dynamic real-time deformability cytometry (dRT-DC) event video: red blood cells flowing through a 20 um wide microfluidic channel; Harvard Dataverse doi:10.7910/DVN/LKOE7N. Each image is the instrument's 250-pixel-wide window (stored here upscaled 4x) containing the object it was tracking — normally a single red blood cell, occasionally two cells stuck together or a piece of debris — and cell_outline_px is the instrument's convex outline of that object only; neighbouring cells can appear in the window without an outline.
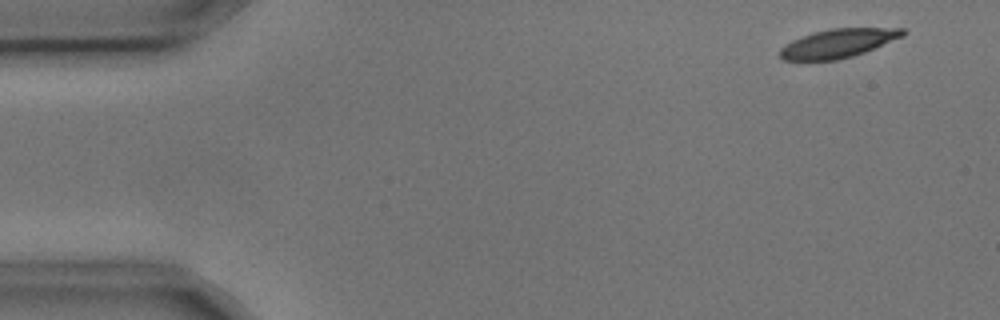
{"species": "common noctule bat (a hibernating species)", "species_latin": "Nyctalus noctula", "temperature_condition": "cold", "stored_images_in_passage": 9, "camera_frame_rate_fps": 3000, "um_per_image_px": 0.085, "animal": {"sex": "male", "body_mass_g": 17.9, "forearm_length_mm": 54.2}, "frame": {"image": 1, "passage_image": 1, "time_ms": 0.0, "image_size_px": [1000, 320], "cell_outline_px": [[908, 32], [904, 36], [864, 52], [852, 56], [836, 60], [808, 64], [784, 60], [780, 56], [780, 48], [784, 44], [792, 40], [812, 32], [832, 28], [904, 28]], "centroid_in_image_um": [71.16, 3.72], "position_along_channel_um": 13.8, "area_um2": 21.33}}
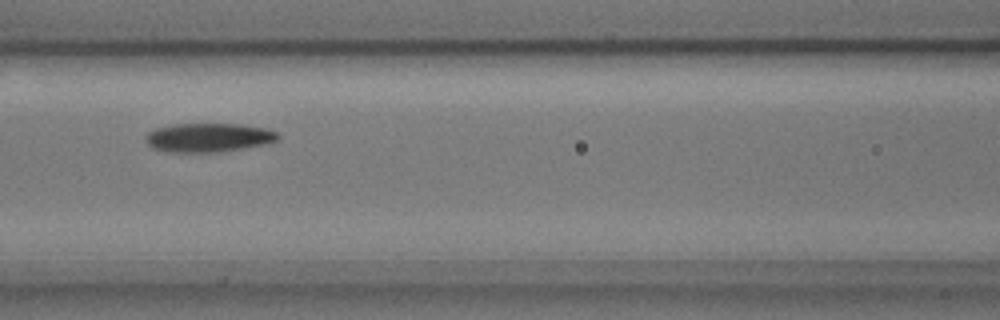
{"frame": {"image": 2, "passage_image": 6, "time_ms": 1.667, "image_size_px": [1000, 320], "cell_outline_px": [[280, 136], [276, 140], [268, 144], [244, 148], [216, 152], [168, 152], [152, 148], [144, 140], [144, 136], [148, 132], [156, 128], [172, 124], [240, 124], [268, 128], [276, 132]], "centroid_in_image_um": [17.71, 11.69], "position_along_channel_um": 148.9, "area_um2": 22.48}}
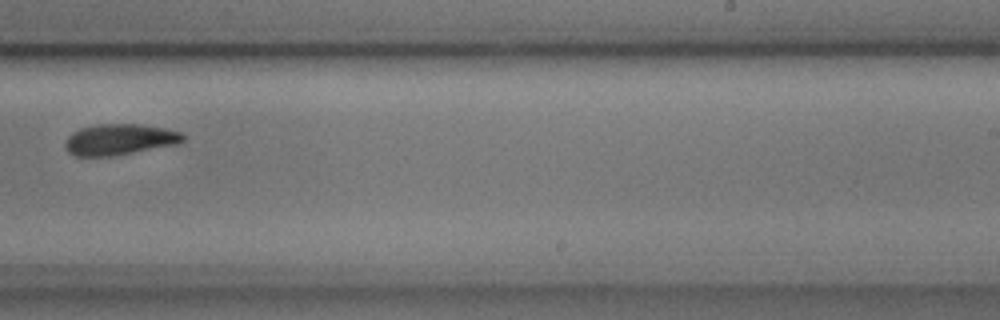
{"frame": {"image": 3, "passage_image": 9, "time_ms": 2.667, "image_size_px": [1000, 320], "cell_outline_px": [[188, 136], [184, 140], [176, 144], [112, 156], [72, 156], [68, 152], [64, 144], [68, 136], [72, 132], [80, 128], [96, 124], [140, 124], [164, 128], [180, 132]], "centroid_in_image_um": [10.14, 11.85], "position_along_channel_um": 278.9, "area_um2": 21.33}}